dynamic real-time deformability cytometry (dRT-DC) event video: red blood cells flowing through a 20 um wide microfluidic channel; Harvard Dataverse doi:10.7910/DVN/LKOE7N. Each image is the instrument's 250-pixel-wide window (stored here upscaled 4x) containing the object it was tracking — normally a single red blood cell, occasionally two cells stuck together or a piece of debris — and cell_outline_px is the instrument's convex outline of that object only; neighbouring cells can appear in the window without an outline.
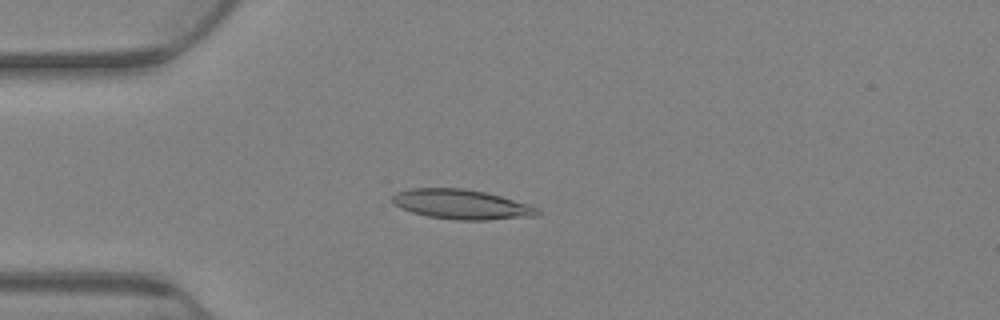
{"species": "Egyptian fruit bat (a non-hibernating species)", "species_latin": "Rousettus aegyptiacus", "temperature_condition": "warm", "stored_images_in_passage": 78, "camera_frame_rate_fps": 3000, "um_per_image_px": 0.085, "animal": {"sex": "female"}, "frame": {"image": 1, "passage_image": 21, "time_ms": 6.667, "image_size_px": [1000, 320], "cell_outline_px": [[540, 216], [484, 220], [456, 220], [428, 216], [412, 212], [400, 208], [392, 200], [392, 196], [396, 192], [408, 188], [464, 188], [484, 192], [500, 196], [528, 204], [536, 208], [540, 212]], "centroid_in_image_um": [39.22, 17.37], "position_along_channel_um": 45.8, "area_um2": 25.09}}
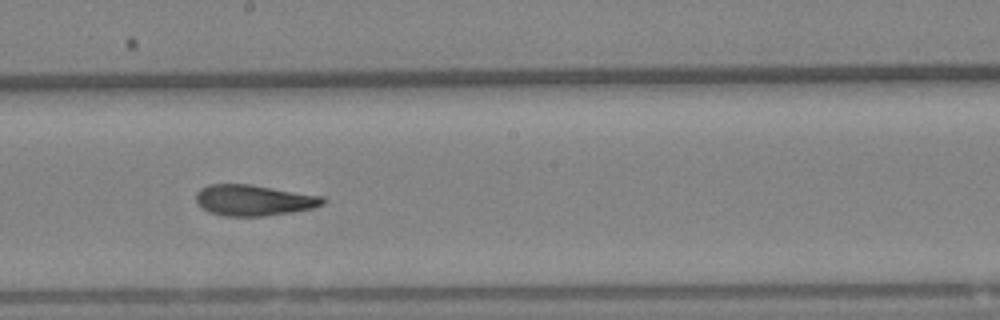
{"frame": {"image": 2, "passage_image": 44, "time_ms": 14.333, "image_size_px": [1000, 320], "cell_outline_px": [[328, 200], [324, 204], [312, 208], [264, 216], [224, 216], [208, 212], [196, 200], [196, 192], [200, 188], [208, 184], [248, 184], [324, 196]], "centroid_in_image_um": [21.57, 17.01], "position_along_channel_um": 226.6, "area_um2": 22.77}}
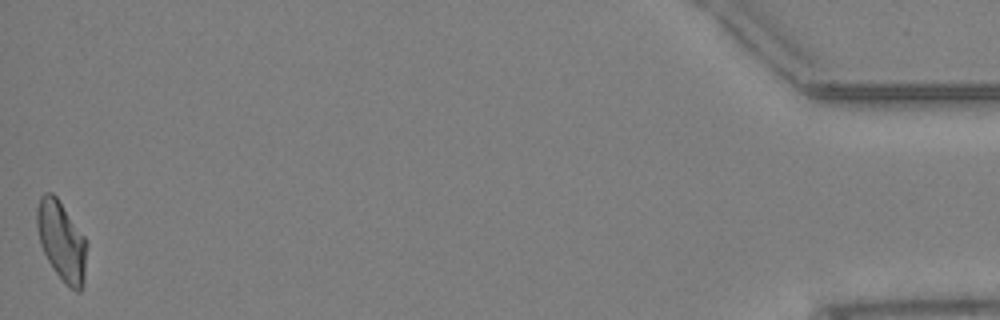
{"frame": {"image": 3, "passage_image": 78, "time_ms": 25.667, "image_size_px": [1000, 320], "cell_outline_px": [[88, 244], [84, 284], [80, 292], [76, 292], [56, 272], [48, 260], [40, 244], [36, 228], [36, 208], [40, 196], [44, 192], [52, 192], [56, 196], [84, 236]], "centroid_in_image_um": [5.24, 20.46], "position_along_channel_um": 430.0, "area_um2": 23.12}, "authors_computed_cell_mechanics": {"area_um2": 23.409, "velocity_mm_per_s": 2.6246, "shape_relaxation_time_tau1_ms": null, "shape_relaxation_time_tau2_ms": 3.6429, "deformation_change_tau1": null, "deformation_change_tau2": 0.1031}}